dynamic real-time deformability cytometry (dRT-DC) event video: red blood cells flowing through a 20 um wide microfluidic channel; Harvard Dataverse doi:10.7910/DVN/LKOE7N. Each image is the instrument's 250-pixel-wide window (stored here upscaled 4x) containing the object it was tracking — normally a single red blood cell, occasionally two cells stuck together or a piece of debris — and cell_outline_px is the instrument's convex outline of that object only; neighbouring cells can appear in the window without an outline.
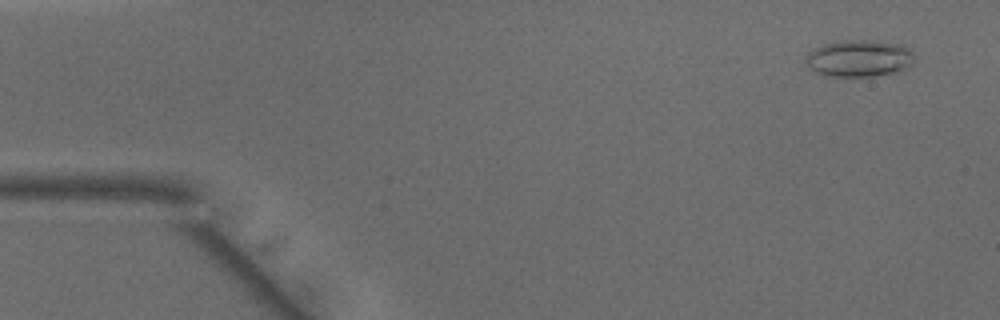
{"species": "common noctule bat (a hibernating species)", "species_latin": "Nyctalus noctula", "temperature_condition": "warm", "stored_images_in_passage": 48, "camera_frame_rate_fps": 3000, "um_per_image_px": 0.085, "animal": {"sex": "male", "body_mass_g": 15.6}, "frame": {"image": 1, "passage_image": 3, "time_ms": 0.667, "image_size_px": [1000, 320], "cell_outline_px": [[916, 60], [912, 64], [892, 72], [872, 76], [824, 76], [816, 72], [808, 64], [808, 52], [824, 44], [840, 40], [876, 40], [900, 44], [908, 48], [912, 52]], "centroid_in_image_um": [73.05, 4.94], "position_along_channel_um": 11.9, "area_um2": 23.06}}
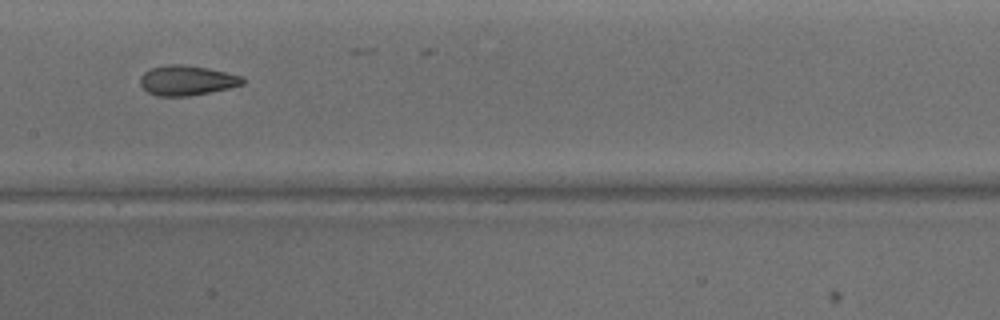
{"frame": {"image": 2, "passage_image": 24, "time_ms": 7.667, "image_size_px": [1000, 320], "cell_outline_px": [[244, 84], [228, 88], [188, 96], [156, 96], [148, 92], [140, 84], [140, 76], [144, 72], [152, 68], [168, 64], [184, 64], [208, 68], [228, 72], [244, 76]], "centroid_in_image_um": [15.89, 6.82], "position_along_channel_um": 191.5, "area_um2": 17.92}}
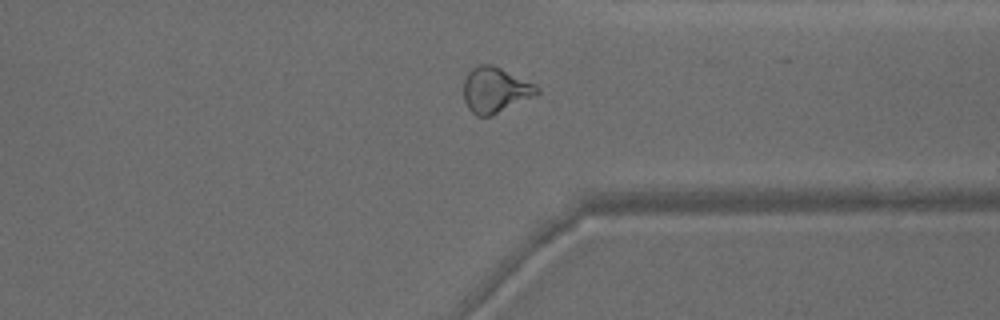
{"frame": {"image": 3, "passage_image": 37, "time_ms": 12.0, "image_size_px": [1000, 320], "cell_outline_px": [[540, 92], [492, 116], [476, 116], [468, 108], [464, 100], [464, 80], [468, 72], [472, 68], [480, 64], [492, 64], [540, 88]], "centroid_in_image_um": [42.04, 7.66], "position_along_channel_um": 369.4, "area_um2": 19.02}, "authors_computed_cell_mechanics": {"area_um2": 19.652, "velocity_mm_per_s": 4.1534, "shape_relaxation_time_tau1_ms": 7.4676, "shape_relaxation_time_tau2_ms": 1.3839, "deformation_change_tau1": 0.2158, "deformation_change_tau2": 0.0892}}